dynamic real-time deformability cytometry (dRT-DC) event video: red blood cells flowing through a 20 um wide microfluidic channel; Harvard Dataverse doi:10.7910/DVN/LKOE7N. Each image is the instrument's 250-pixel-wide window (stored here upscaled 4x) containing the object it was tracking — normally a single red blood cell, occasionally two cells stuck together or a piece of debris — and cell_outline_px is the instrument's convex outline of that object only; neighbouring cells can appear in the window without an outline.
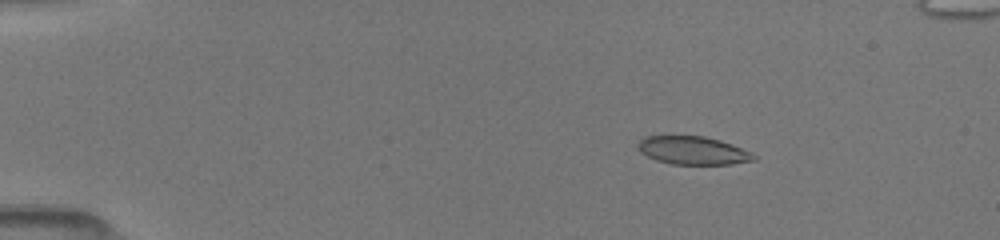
{"species": "common noctule bat (a hibernating species)", "species_latin": "Nyctalus noctula", "temperature_condition": "room temperature", "stored_images_in_passage": 61, "camera_frame_rate_fps": 3000, "um_per_image_px": 0.085, "animal": {"sex": "female", "body_mass_g": 19.5, "forearm_length_mm": 54.1}, "frame": {"image": 1, "passage_image": 12, "time_ms": 2.333, "image_size_px": [1000, 240], "cell_outline_px": [[756, 160], [732, 164], [672, 164], [656, 160], [640, 152], [636, 148], [636, 144], [644, 136], [704, 136], [720, 140], [732, 144], [752, 152], [756, 156]], "centroid_in_image_um": [58.89, 12.79], "position_along_channel_um": 26.1, "area_um2": 19.13}}
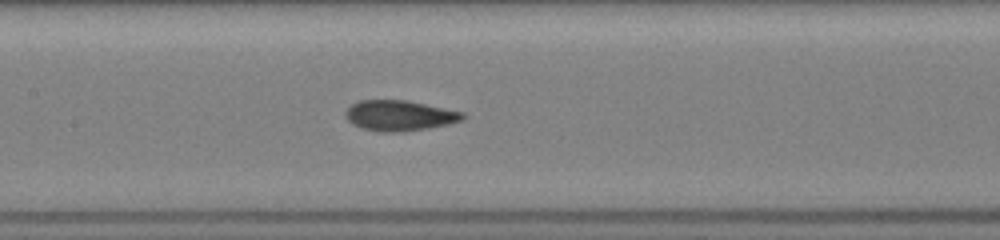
{"frame": {"image": 2, "passage_image": 41, "time_ms": 8.0, "image_size_px": [1000, 240], "cell_outline_px": [[468, 116], [464, 120], [448, 124], [428, 128], [404, 132], [380, 132], [364, 128], [352, 124], [344, 116], [344, 112], [352, 104], [360, 100], [404, 100], [464, 112]], "centroid_in_image_um": [33.97, 9.83], "position_along_channel_um": 173.4, "area_um2": 20.87}}
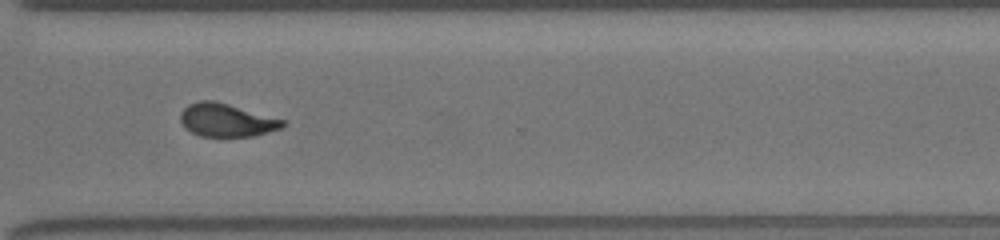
{"frame": {"image": 3, "passage_image": 60, "time_ms": 12.333, "image_size_px": [1000, 240], "cell_outline_px": [[288, 124], [280, 128], [252, 136], [200, 136], [184, 128], [180, 120], [180, 112], [188, 104], [200, 100], [216, 100], [288, 120]], "centroid_in_image_um": [19.27, 10.19], "position_along_channel_um": 351.3, "area_um2": 20.06}}